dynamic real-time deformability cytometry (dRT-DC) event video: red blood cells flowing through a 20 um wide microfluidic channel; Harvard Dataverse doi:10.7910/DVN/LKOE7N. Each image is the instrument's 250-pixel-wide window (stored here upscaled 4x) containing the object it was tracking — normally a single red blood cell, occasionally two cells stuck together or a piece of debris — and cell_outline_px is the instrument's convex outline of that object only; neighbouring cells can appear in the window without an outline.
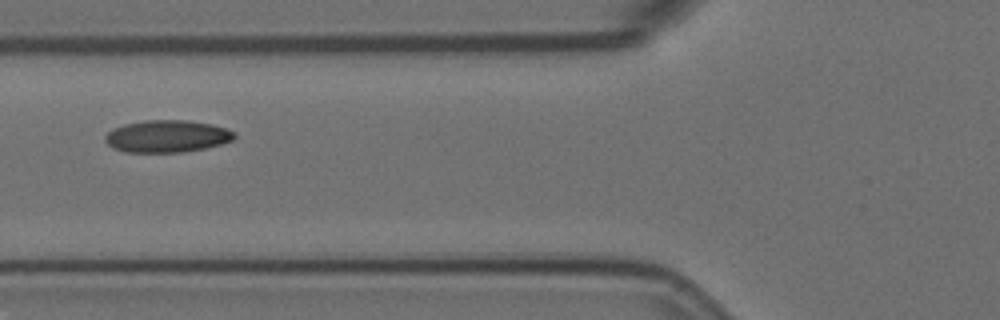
{"species": "Egyptian fruit bat (a non-hibernating species)", "species_latin": "Rousettus aegyptiacus", "temperature_condition": "room temperature", "stored_images_in_passage": 5, "camera_frame_rate_fps": 3000, "um_per_image_px": 0.085, "animal": {"sex": "female"}, "frame": {"image": 1, "passage_image": 5, "time_ms": 1.333, "image_size_px": [1000, 320], "cell_outline_px": [[236, 136], [232, 140], [220, 144], [204, 148], [184, 152], [124, 152], [112, 148], [104, 140], [104, 136], [112, 128], [124, 124], [144, 120], [188, 120], [212, 124], [236, 132]], "centroid_in_image_um": [14.17, 11.58], "position_along_channel_um": 111.6, "area_um2": 24.39}}